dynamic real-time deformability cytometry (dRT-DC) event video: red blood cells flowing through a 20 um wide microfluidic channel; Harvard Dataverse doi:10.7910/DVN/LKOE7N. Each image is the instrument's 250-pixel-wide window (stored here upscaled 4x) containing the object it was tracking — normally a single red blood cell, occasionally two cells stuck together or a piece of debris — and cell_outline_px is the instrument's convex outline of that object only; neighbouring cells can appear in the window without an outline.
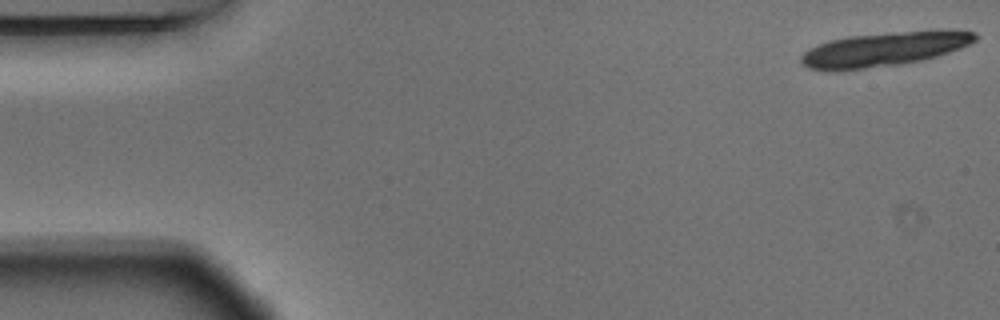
{"species": "Egyptian fruit bat (a non-hibernating species)", "species_latin": "Rousettus aegyptiacus", "temperature_condition": "warm", "stored_images_in_passage": 18, "camera_frame_rate_fps": 3000, "um_per_image_px": 0.085, "animal": {"sex": "male"}, "frame": {"image": 1, "passage_image": 1, "time_ms": 0.0, "image_size_px": [1000, 320], "cell_outline_px": [[980, 36], [976, 40], [960, 48], [936, 56], [920, 60], [900, 64], [840, 72], [828, 72], [808, 68], [800, 60], [800, 56], [804, 52], [816, 44], [828, 40], [848, 36], [932, 28], [936, 28], [976, 32]], "centroid_in_image_um": [75.14, 4.16], "position_along_channel_um": 9.9, "area_um2": 35.66}}